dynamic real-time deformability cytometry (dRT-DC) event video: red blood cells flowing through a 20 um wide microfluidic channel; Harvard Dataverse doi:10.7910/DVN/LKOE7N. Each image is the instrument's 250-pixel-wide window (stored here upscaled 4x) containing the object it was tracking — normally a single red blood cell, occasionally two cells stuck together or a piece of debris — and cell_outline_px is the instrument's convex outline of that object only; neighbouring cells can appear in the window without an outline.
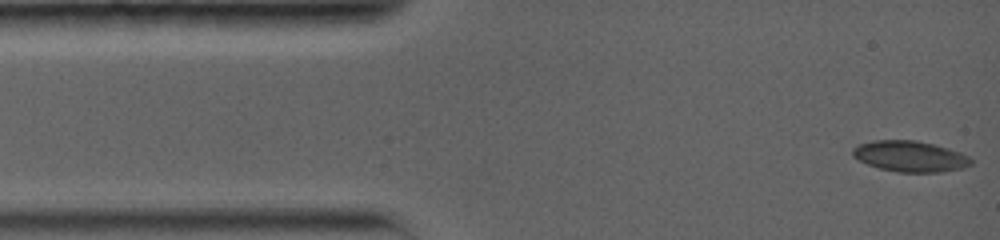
{"species": "common noctule bat (a hibernating species)", "species_latin": "Nyctalus noctula", "temperature_condition": "warm", "stored_images_in_passage": 39, "camera_frame_rate_fps": 5000, "um_per_image_px": 0.085, "animal": {"sex": "female", "body_mass_g": 19.0, "forearm_length_mm": 56.7}, "frame": {"image": 1, "passage_image": 1, "time_ms": 0.0, "image_size_px": [1000, 240], "cell_outline_px": [[972, 164], [960, 168], [936, 172], [896, 172], [880, 168], [868, 164], [852, 156], [852, 148], [860, 144], [872, 140], [916, 140], [932, 144], [960, 152], [968, 156], [972, 160]], "centroid_in_image_um": [77.32, 13.28], "position_along_channel_um": 7.7, "area_um2": 21.04}}
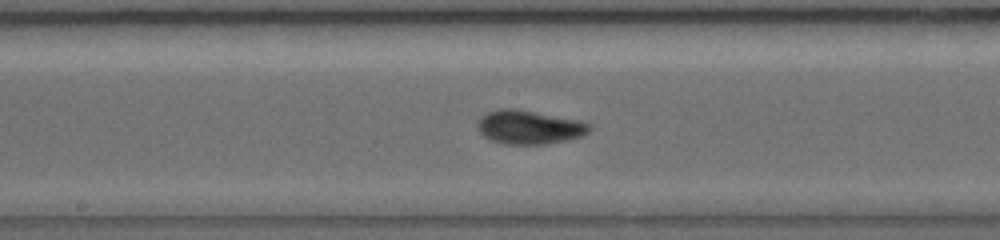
{"frame": {"image": 2, "passage_image": 17, "time_ms": 7.0, "image_size_px": [1000, 240], "cell_outline_px": [[592, 128], [588, 132], [580, 136], [568, 140], [544, 144], [504, 144], [492, 140], [484, 136], [476, 128], [476, 124], [480, 116], [488, 112], [500, 108], [512, 108], [584, 120], [592, 124]], "centroid_in_image_um": [45.0, 10.8], "position_along_channel_um": 203.2, "area_um2": 22.31}}
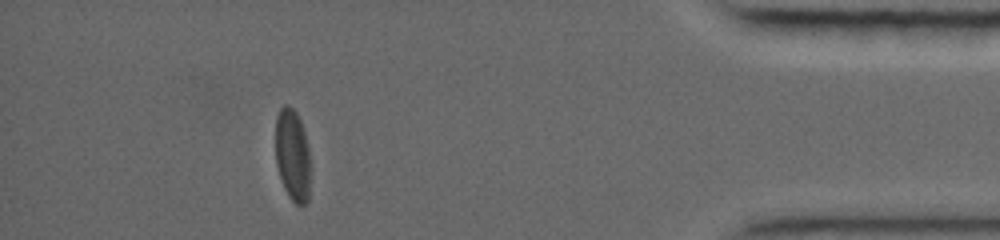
{"frame": {"image": 3, "passage_image": 34, "time_ms": 13.8, "image_size_px": [1000, 240], "cell_outline_px": [[312, 168], [308, 200], [304, 204], [296, 204], [288, 196], [284, 188], [276, 164], [276, 116], [280, 108], [284, 104], [288, 104], [296, 112], [304, 128]], "centroid_in_image_um": [24.89, 13.19], "position_along_channel_um": 410.3, "area_um2": 19.19}, "authors_computed_cell_mechanics": {"area_um2": 20.808, "velocity_mm_per_s": 3.8221, "shape_relaxation_time_tau1_ms": 5.1775, "shape_relaxation_time_tau2_ms": 3.3382, "deformation_change_tau1": 0.1549, "deformation_change_tau2": 0.0525}}